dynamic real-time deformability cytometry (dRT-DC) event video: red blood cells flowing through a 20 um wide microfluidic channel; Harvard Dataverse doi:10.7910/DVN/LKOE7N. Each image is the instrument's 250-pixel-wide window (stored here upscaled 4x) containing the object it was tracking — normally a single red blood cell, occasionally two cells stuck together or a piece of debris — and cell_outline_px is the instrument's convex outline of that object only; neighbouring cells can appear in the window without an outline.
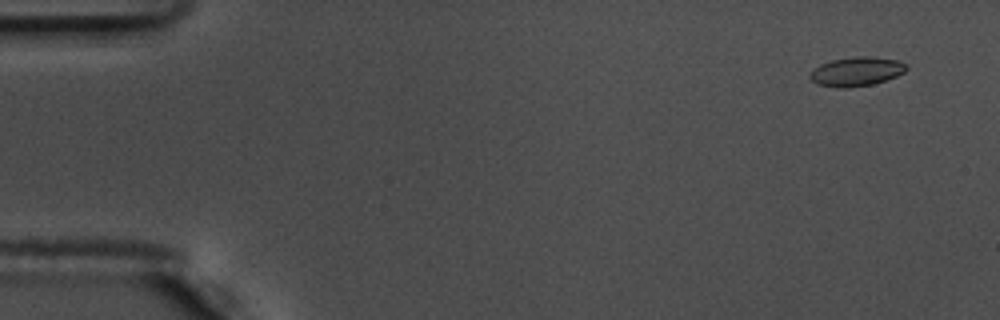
{"species": "common noctule bat (a hibernating species)", "species_latin": "Nyctalus noctula", "temperature_condition": "warm", "stored_images_in_passage": 57, "camera_frame_rate_fps": 3000, "um_per_image_px": 0.085, "animal": {"sex": "male", "body_mass_g": 17.5, "forearm_length_mm": 52.3}, "frame": {"image": 1, "passage_image": 4, "time_ms": 1.0, "image_size_px": [1000, 320], "cell_outline_px": [[908, 68], [904, 72], [896, 76], [872, 84], [844, 88], [840, 88], [816, 84], [808, 76], [812, 68], [820, 64], [832, 60], [856, 56], [868, 56], [896, 60], [908, 64]], "centroid_in_image_um": [72.77, 6.07], "position_along_channel_um": 12.2, "area_um2": 16.36}}
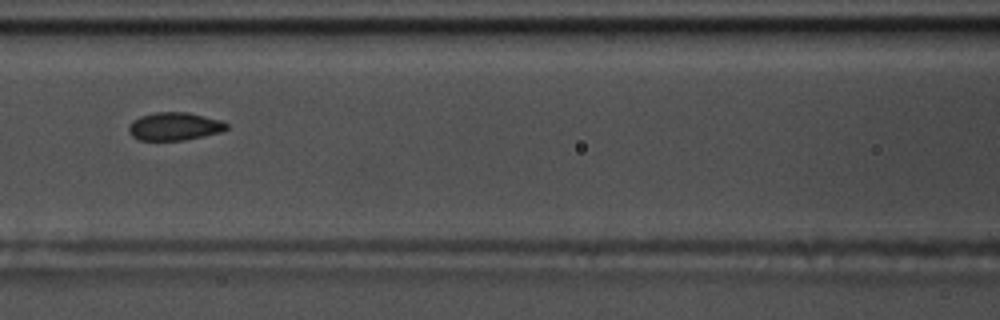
{"frame": {"image": 2, "passage_image": 26, "time_ms": 8.333, "image_size_px": [1000, 320], "cell_outline_px": [[228, 128], [220, 132], [184, 140], [140, 140], [132, 136], [128, 132], [128, 128], [132, 120], [140, 116], [156, 112], [188, 112], [220, 120], [228, 124]], "centroid_in_image_um": [14.8, 10.74], "position_along_channel_um": 151.8, "area_um2": 15.9}}
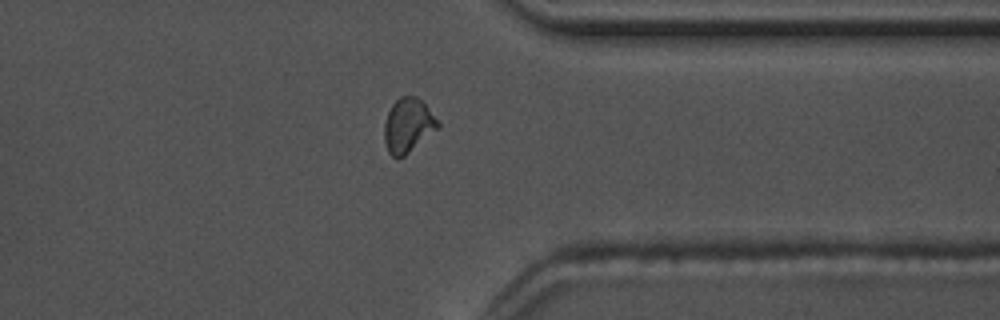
{"frame": {"image": 3, "passage_image": 45, "time_ms": 14.667, "image_size_px": [1000, 320], "cell_outline_px": [[440, 128], [404, 156], [396, 160], [388, 152], [384, 140], [384, 124], [388, 112], [392, 104], [400, 96], [416, 96], [424, 104], [440, 124]], "centroid_in_image_um": [34.67, 10.69], "position_along_channel_um": 376.7, "area_um2": 16.94}, "authors_computed_cell_mechanics": {"area_um2": 16.4152, "velocity_mm_per_s": 3.6299, "shape_relaxation_time_tau1_ms": 3.5309, "shape_relaxation_time_tau2_ms": 1.376, "deformation_change_tau1": 0.1117, "deformation_change_tau2": 0.0477}}